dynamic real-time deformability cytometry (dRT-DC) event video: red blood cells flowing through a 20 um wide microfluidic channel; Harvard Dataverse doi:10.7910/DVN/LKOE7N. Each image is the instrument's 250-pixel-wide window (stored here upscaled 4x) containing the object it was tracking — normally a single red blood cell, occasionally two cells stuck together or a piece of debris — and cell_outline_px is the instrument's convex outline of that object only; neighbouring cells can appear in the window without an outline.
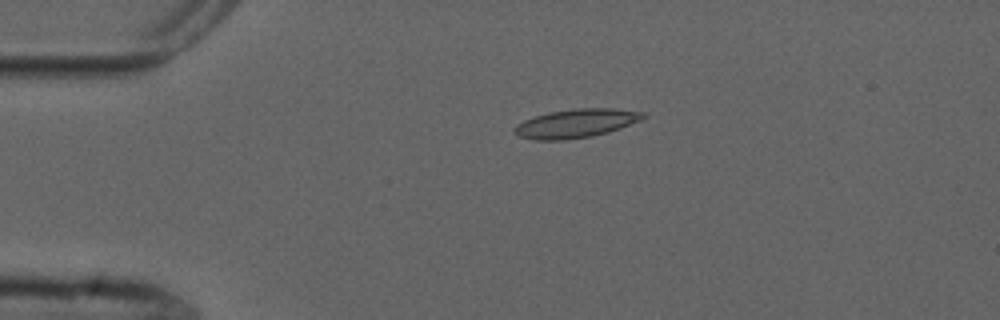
{"species": "common noctule bat (a hibernating species)", "species_latin": "Nyctalus noctula", "temperature_condition": "cold", "stored_images_in_passage": 3, "camera_frame_rate_fps": 3000, "um_per_image_px": 0.085, "animal": {"sex": "male", "forearm_length_mm": 52.5}, "frame": {"image": 1, "passage_image": 3, "time_ms": 2.333, "image_size_px": [1000, 320], "cell_outline_px": [[648, 116], [640, 120], [620, 128], [608, 132], [592, 136], [564, 140], [536, 140], [520, 136], [512, 128], [516, 124], [524, 120], [548, 112], [576, 108], [612, 108], [644, 112]], "centroid_in_image_um": [48.97, 10.48], "position_along_channel_um": 36.0, "area_um2": 21.44}}